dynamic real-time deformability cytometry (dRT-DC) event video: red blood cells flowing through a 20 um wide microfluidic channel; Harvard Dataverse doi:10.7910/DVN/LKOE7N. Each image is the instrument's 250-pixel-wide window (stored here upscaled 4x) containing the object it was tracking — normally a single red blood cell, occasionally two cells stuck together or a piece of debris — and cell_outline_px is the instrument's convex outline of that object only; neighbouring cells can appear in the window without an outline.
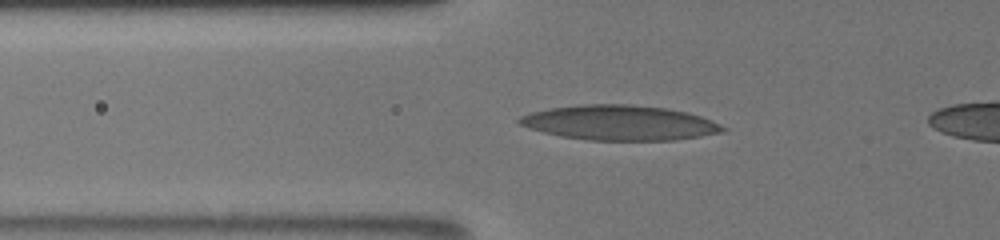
{"species": "human", "species_latin": "Homo sapiens", "temperature_condition": "room temperature", "stored_images_in_passage": 26, "camera_frame_rate_fps": 3000, "um_per_image_px": 0.085, "donor": {"sex": "male"}, "frame": {"image": 1, "passage_image": 17, "time_ms": 3.333, "image_size_px": [1000, 240], "cell_outline_px": [[728, 128], [724, 132], [676, 140], [588, 140], [560, 136], [544, 132], [520, 124], [516, 120], [520, 116], [532, 112], [552, 108], [584, 104], [628, 104], [668, 108], [688, 112], [700, 116]], "centroid_in_image_um": [52.7, 10.43], "position_along_channel_um": 73.1, "area_um2": 41.21}}
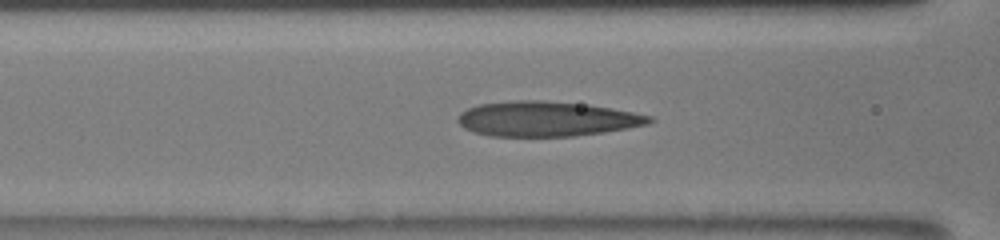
{"frame": {"image": 2, "passage_image": 25, "time_ms": 4.667, "image_size_px": [1000, 240], "cell_outline_px": [[656, 120], [648, 124], [628, 128], [604, 132], [572, 136], [492, 136], [472, 132], [464, 128], [456, 120], [460, 112], [468, 108], [480, 104], [516, 100], [540, 100], [580, 104], [612, 108], [652, 116]], "centroid_in_image_um": [46.45, 10.11], "position_along_channel_um": 120.1, "area_um2": 38.9}}